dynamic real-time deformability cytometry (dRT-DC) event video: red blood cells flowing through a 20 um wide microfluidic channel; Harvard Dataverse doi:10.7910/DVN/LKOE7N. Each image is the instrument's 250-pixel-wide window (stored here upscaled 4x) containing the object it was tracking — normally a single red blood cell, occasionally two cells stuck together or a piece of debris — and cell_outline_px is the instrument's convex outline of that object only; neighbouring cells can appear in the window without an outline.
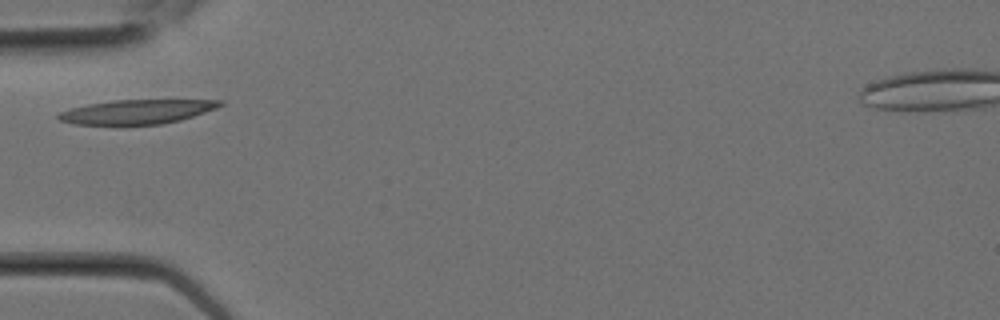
{"species": "Egyptian fruit bat (a non-hibernating species)", "species_latin": "Rousettus aegyptiacus", "temperature_condition": "room temperature", "stored_images_in_passage": 1, "camera_frame_rate_fps": 3000, "um_per_image_px": 0.085, "animal": {"sex": "female"}, "frame": {"image": 1, "passage_image": 1, "time_ms": 0.0, "image_size_px": [1000, 320], "cell_outline_px": [[224, 104], [216, 108], [180, 120], [160, 124], [116, 128], [76, 124], [60, 120], [56, 116], [56, 112], [88, 104], [112, 100], [224, 100]], "centroid_in_image_um": [11.53, 9.55], "position_along_channel_um": 73.5, "area_um2": 23.81}}